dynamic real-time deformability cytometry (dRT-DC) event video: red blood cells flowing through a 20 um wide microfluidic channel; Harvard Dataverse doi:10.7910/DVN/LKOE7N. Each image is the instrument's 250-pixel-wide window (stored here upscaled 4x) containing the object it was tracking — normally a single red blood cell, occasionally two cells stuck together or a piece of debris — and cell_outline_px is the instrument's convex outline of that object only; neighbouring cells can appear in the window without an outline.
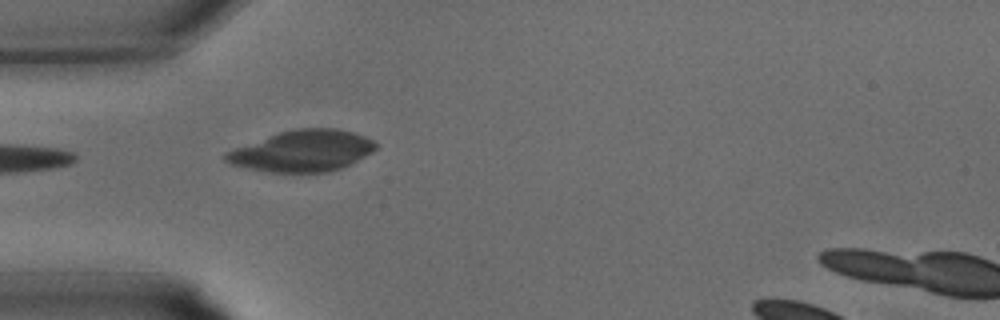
{"species": "common noctule bat (a hibernating species)", "species_latin": "Nyctalus noctula", "temperature_condition": "warm", "stored_images_in_passage": 3, "camera_frame_rate_fps": 3000, "um_per_image_px": 0.085, "animal": {"sex": "male", "body_mass_g": 15.6}, "frame": {"image": 1, "passage_image": 1, "time_ms": 0.0, "image_size_px": [1000, 320], "cell_outline_px": [[376, 148], [372, 152], [352, 164], [328, 172], [264, 172], [244, 168], [232, 164], [224, 160], [220, 156], [224, 152], [280, 132], [300, 128], [336, 128], [352, 132], [364, 136], [372, 140], [376, 144]], "centroid_in_image_um": [25.68, 12.84], "position_along_channel_um": 59.3, "area_um2": 36.01}}
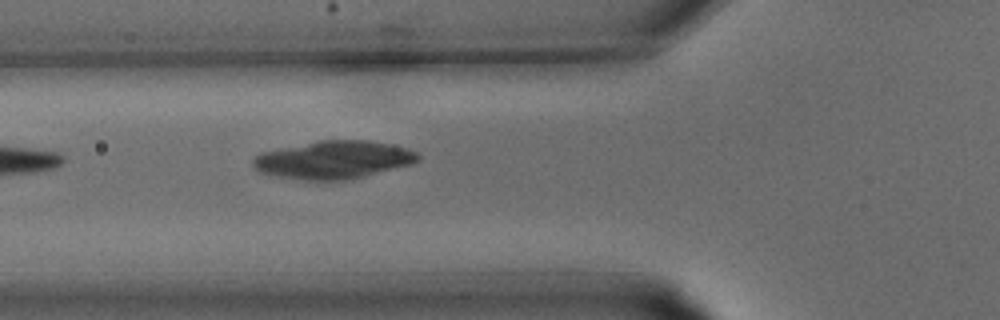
{"frame": {"image": 2, "passage_image": 3, "time_ms": 0.667, "image_size_px": [1000, 320], "cell_outline_px": [[420, 160], [412, 164], [348, 180], [304, 180], [276, 176], [260, 172], [252, 164], [252, 160], [260, 152], [320, 140], [368, 140], [408, 148], [416, 152], [420, 156]], "centroid_in_image_um": [28.36, 13.58], "position_along_channel_um": 97.4, "area_um2": 36.36}}